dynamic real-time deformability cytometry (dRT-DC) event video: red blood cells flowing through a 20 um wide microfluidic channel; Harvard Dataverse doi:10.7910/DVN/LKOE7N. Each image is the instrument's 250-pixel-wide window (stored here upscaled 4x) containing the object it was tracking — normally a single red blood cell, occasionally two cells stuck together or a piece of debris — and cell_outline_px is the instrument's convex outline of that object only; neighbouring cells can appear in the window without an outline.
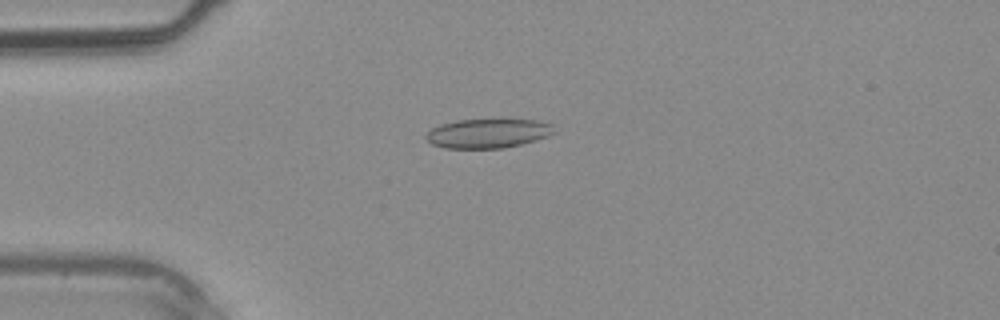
{"species": "common noctule bat (a hibernating species)", "species_latin": "Nyctalus noctula", "temperature_condition": "warm", "stored_images_in_passage": 3, "camera_frame_rate_fps": 3000, "um_per_image_px": 0.085, "animal": {"sex": "male", "body_mass_g": 20.4}, "frame": {"image": 1, "passage_image": 2, "time_ms": 1.333, "image_size_px": [1000, 320], "cell_outline_px": [[556, 132], [548, 136], [536, 140], [504, 148], [444, 148], [432, 144], [424, 136], [432, 128], [440, 124], [456, 120], [500, 116], [540, 120], [552, 124]], "centroid_in_image_um": [41.53, 11.27], "position_along_channel_um": 43.5, "area_um2": 23.0}}